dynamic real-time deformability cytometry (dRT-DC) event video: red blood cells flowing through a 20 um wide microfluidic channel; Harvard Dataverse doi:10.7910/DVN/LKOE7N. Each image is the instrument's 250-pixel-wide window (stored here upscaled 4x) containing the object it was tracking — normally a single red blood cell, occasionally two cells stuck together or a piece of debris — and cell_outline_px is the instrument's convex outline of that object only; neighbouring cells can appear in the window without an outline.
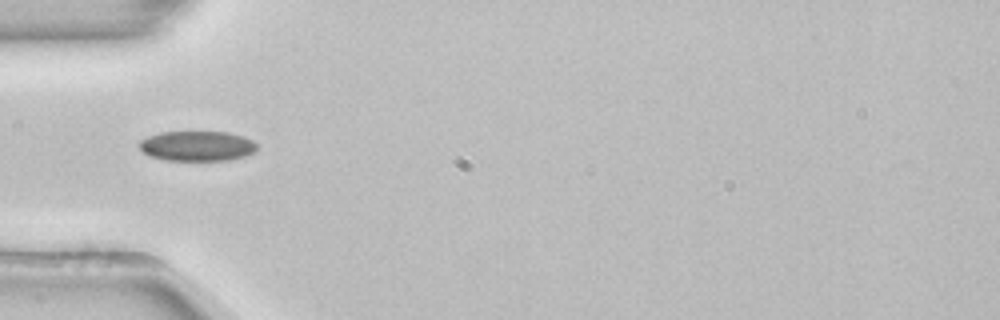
{"species": "common noctule bat (a hibernating species)", "species_latin": "Nyctalus noctula", "temperature_condition": "room temperature", "stored_images_in_passage": 52, "camera_frame_rate_fps": 3000, "um_per_image_px": 0.085, "animal": {"sex": "female", "body_mass_g": 22.7, "forearm_length_mm": 54.2}, "frame": {"image": 1, "passage_image": 16, "time_ms": 5.0, "image_size_px": [1000, 320], "cell_outline_px": [[256, 148], [252, 152], [244, 156], [228, 160], [164, 160], [148, 156], [140, 148], [140, 140], [148, 136], [160, 132], [228, 132], [244, 136], [252, 140], [256, 144]], "centroid_in_image_um": [16.73, 12.4], "position_along_channel_um": 68.3, "area_um2": 20.52}}